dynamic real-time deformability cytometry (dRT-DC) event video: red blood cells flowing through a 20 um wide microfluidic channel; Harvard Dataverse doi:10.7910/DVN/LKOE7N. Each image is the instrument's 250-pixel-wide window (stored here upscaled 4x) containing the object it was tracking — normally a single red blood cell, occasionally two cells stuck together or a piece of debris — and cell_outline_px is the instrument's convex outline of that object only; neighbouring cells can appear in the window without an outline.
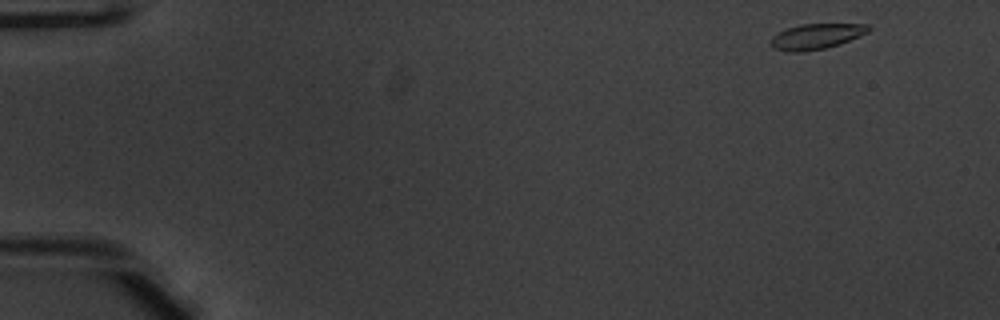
{"species": "common noctule bat (a hibernating species)", "species_latin": "Nyctalus noctula", "temperature_condition": "warm", "stored_images_in_passage": 49, "camera_frame_rate_fps": 3000, "um_per_image_px": 0.085, "animal": {"sex": "male", "body_mass_g": 20.1, "forearm_length_mm": 53.5}, "frame": {"image": 1, "passage_image": 1, "time_ms": 0.0, "image_size_px": [1000, 320], "cell_outline_px": [[872, 28], [868, 32], [860, 36], [840, 44], [824, 48], [800, 52], [788, 52], [772, 48], [772, 36], [788, 28], [800, 24], [868, 24]], "centroid_in_image_um": [69.41, 3.09], "position_along_channel_um": 15.6, "area_um2": 14.39}}
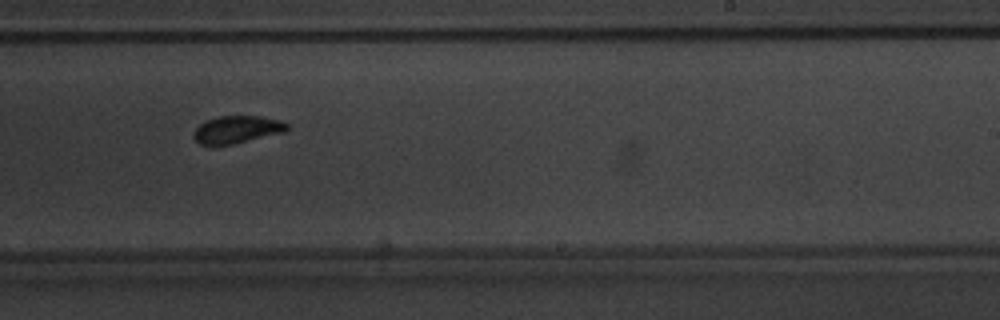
{"frame": {"image": 2, "passage_image": 30, "time_ms": 9.667, "image_size_px": [1000, 320], "cell_outline_px": [[288, 128], [284, 132], [232, 144], [200, 144], [192, 136], [192, 132], [204, 120], [216, 116], [260, 116], [280, 120], [288, 124]], "centroid_in_image_um": [20.11, 10.99], "position_along_channel_um": 268.9, "area_um2": 14.85}}
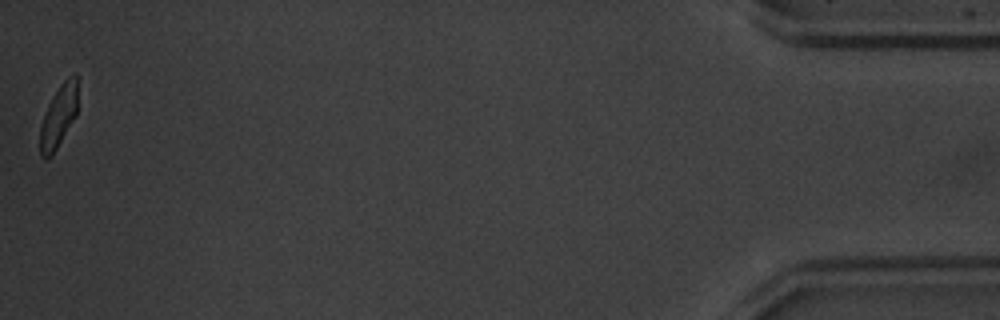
{"frame": {"image": 3, "passage_image": 49, "time_ms": 16.0, "image_size_px": [1000, 320], "cell_outline_px": [[76, 116], [52, 156], [44, 160], [40, 156], [40, 128], [48, 104], [52, 96], [60, 84], [68, 76], [76, 72]], "centroid_in_image_um": [4.96, 9.92], "position_along_channel_um": 430.2, "area_um2": 13.58}, "authors_computed_cell_mechanics": {"area_um2": 15.1436, "velocity_mm_per_s": 3.9205, "shape_relaxation_time_tau1_ms": 2.3445, "shape_relaxation_time_tau2_ms": 1.1616, "deformation_change_tau1": 0.1404, "deformation_change_tau2": 0.0705}}